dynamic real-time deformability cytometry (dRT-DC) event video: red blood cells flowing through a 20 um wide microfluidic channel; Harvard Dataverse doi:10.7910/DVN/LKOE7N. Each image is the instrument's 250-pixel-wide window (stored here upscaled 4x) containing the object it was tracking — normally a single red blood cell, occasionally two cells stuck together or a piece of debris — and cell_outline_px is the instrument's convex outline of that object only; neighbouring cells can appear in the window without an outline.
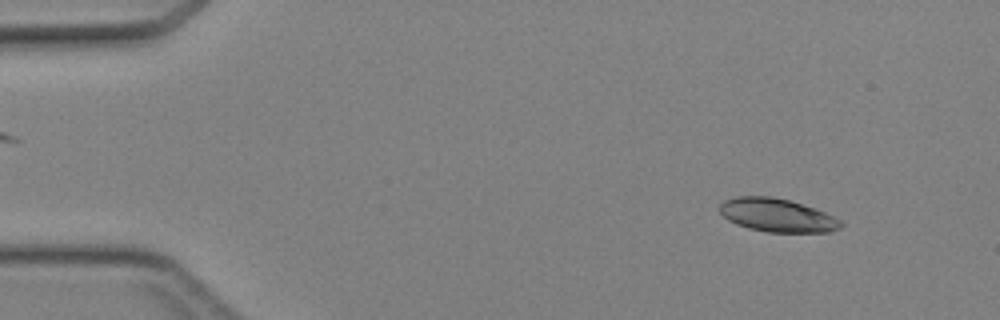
{"species": "Egyptian fruit bat (a non-hibernating species)", "species_latin": "Rousettus aegyptiacus", "temperature_condition": "cold", "stored_images_in_passage": 45, "camera_frame_rate_fps": 3000, "um_per_image_px": 0.085, "animal": {"sex": "female"}, "frame": {"image": 1, "passage_image": 4, "time_ms": 1.0, "image_size_px": [1000, 320], "cell_outline_px": [[844, 224], [840, 228], [828, 232], [768, 232], [748, 228], [736, 224], [728, 220], [716, 208], [724, 200], [736, 196], [772, 196], [788, 200], [824, 212], [840, 220]], "centroid_in_image_um": [66.0, 18.29], "position_along_channel_um": 19.0, "area_um2": 23.47}}
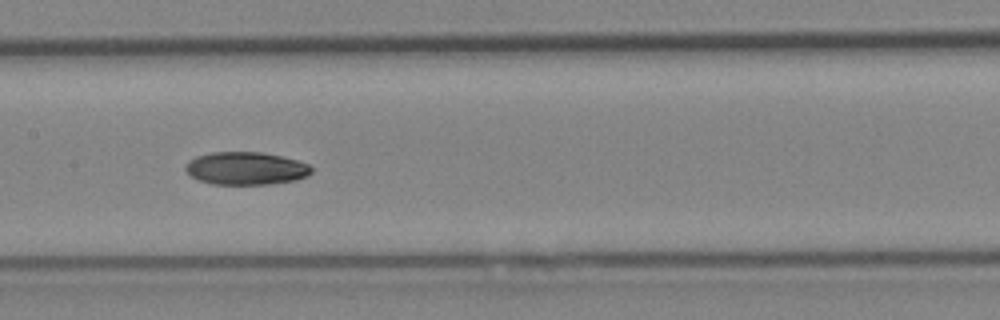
{"frame": {"image": 2, "passage_image": 22, "time_ms": 7.0, "image_size_px": [1000, 320], "cell_outline_px": [[312, 172], [308, 176], [296, 180], [268, 184], [212, 184], [200, 180], [192, 176], [184, 168], [188, 160], [196, 156], [212, 152], [260, 152], [280, 156], [296, 160], [308, 164], [312, 168]], "centroid_in_image_um": [20.9, 14.31], "position_along_channel_um": 186.5, "area_um2": 23.99}}
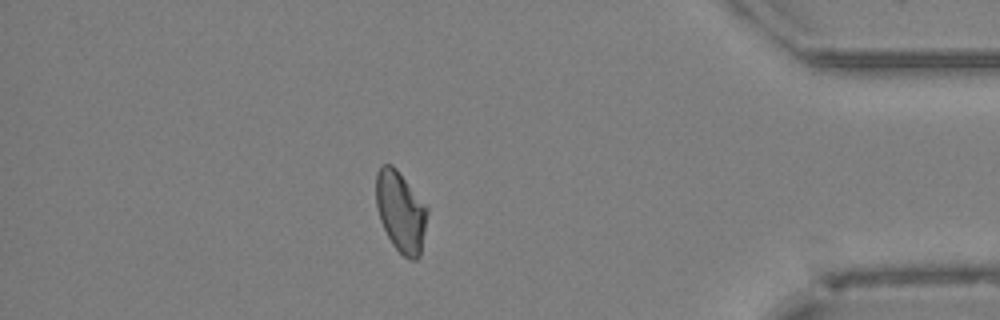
{"frame": {"image": 3, "passage_image": 39, "time_ms": 12.667, "image_size_px": [1000, 320], "cell_outline_px": [[428, 212], [420, 256], [416, 260], [408, 260], [392, 244], [380, 220], [376, 204], [376, 172], [384, 164], [392, 164], [396, 168], [428, 208]], "centroid_in_image_um": [34.06, 18.0], "position_along_channel_um": 401.1, "area_um2": 23.93}}